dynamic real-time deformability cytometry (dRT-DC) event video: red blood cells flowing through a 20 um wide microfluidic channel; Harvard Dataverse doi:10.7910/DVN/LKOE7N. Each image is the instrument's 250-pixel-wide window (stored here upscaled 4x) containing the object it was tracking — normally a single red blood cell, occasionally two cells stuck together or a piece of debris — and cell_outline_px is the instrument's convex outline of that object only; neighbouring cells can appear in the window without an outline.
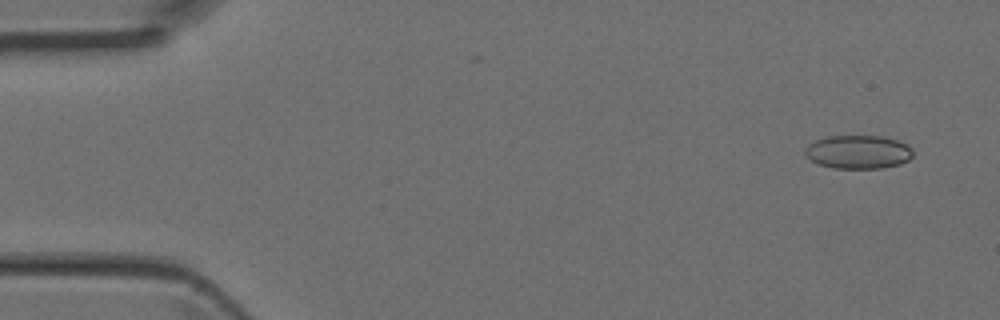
{"species": "Egyptian fruit bat (a non-hibernating species)", "species_latin": "Rousettus aegyptiacus", "temperature_condition": "room temperature", "stored_images_in_passage": 10, "camera_frame_rate_fps": 3000, "um_per_image_px": 0.085, "animal": {"sex": "female"}, "frame": {"image": 1, "passage_image": 3, "time_ms": 0.667, "image_size_px": [1000, 320], "cell_outline_px": [[912, 156], [908, 160], [900, 164], [880, 168], [832, 168], [816, 164], [804, 152], [804, 148], [808, 144], [816, 140], [828, 136], [880, 136], [896, 140], [908, 144], [912, 148]], "centroid_in_image_um": [72.94, 12.92], "position_along_channel_um": 12.1, "area_um2": 21.1}}